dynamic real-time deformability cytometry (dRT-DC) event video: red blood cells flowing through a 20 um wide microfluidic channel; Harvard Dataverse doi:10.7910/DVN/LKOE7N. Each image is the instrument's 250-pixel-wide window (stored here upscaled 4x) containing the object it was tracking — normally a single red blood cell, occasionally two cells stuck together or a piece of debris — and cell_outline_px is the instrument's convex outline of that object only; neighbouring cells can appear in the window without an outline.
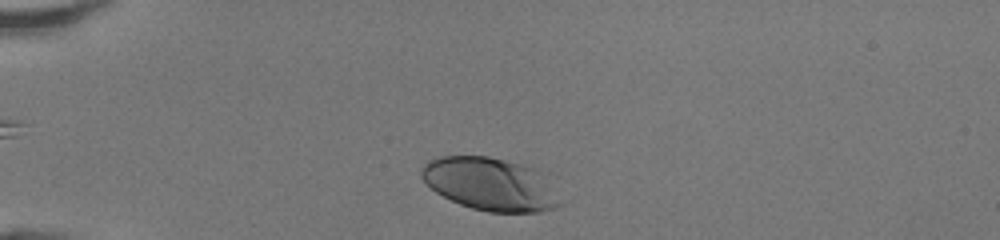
{"species": "human", "species_latin": "Homo sapiens", "temperature_condition": "room temperature", "stored_images_in_passage": 31, "camera_frame_rate_fps": 3000, "um_per_image_px": 0.085, "donor": {"sex": "female"}, "frame": {"image": 1, "passage_image": 2, "time_ms": 0.333, "image_size_px": [1000, 240], "cell_outline_px": [[572, 200], [556, 208], [540, 212], [488, 212], [472, 208], [460, 204], [436, 192], [420, 176], [420, 168], [428, 160], [440, 156], [488, 156], [536, 168]], "centroid_in_image_um": [41.84, 15.67], "position_along_channel_um": 43.2, "area_um2": 43.93}}
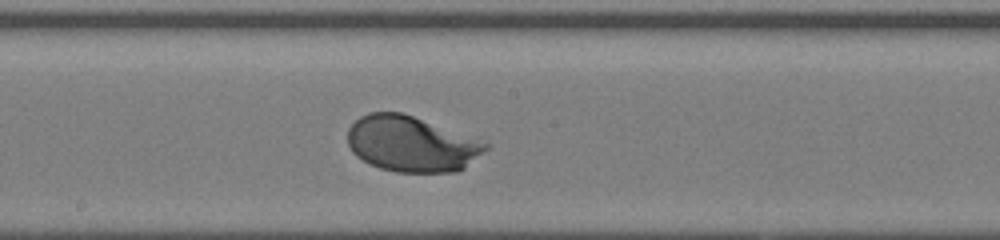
{"frame": {"image": 2, "passage_image": 17, "time_ms": 5.333, "image_size_px": [1000, 240], "cell_outline_px": [[488, 148], [464, 168], [456, 172], [396, 172], [380, 168], [368, 164], [356, 156], [352, 152], [348, 144], [348, 128], [360, 116], [368, 112], [400, 112], [412, 116], [488, 144]], "centroid_in_image_um": [34.89, 12.25], "position_along_channel_um": 213.3, "area_um2": 44.1}}
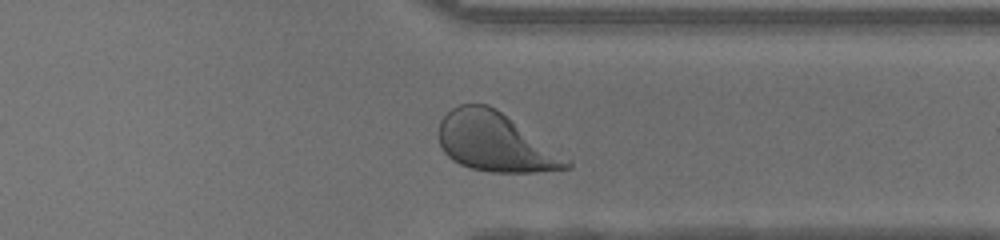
{"frame": {"image": 3, "passage_image": 28, "time_ms": 9.0, "image_size_px": [1000, 240], "cell_outline_px": [[572, 168], [536, 172], [492, 172], [468, 168], [452, 160], [444, 152], [440, 144], [440, 120], [452, 108], [460, 104], [488, 104], [496, 108], [572, 160]], "centroid_in_image_um": [42.12, 12.1], "position_along_channel_um": 369.3, "area_um2": 43.87}, "authors_computed_cell_mechanics": {"area_um2": 44.1014, "velocity_mm_per_s": 4.253, "shape_relaxation_time_tau1_ms": 1.3872, "shape_relaxation_time_tau2_ms": null, "deformation_change_tau1": 0.1293, "deformation_change_tau2": null}}